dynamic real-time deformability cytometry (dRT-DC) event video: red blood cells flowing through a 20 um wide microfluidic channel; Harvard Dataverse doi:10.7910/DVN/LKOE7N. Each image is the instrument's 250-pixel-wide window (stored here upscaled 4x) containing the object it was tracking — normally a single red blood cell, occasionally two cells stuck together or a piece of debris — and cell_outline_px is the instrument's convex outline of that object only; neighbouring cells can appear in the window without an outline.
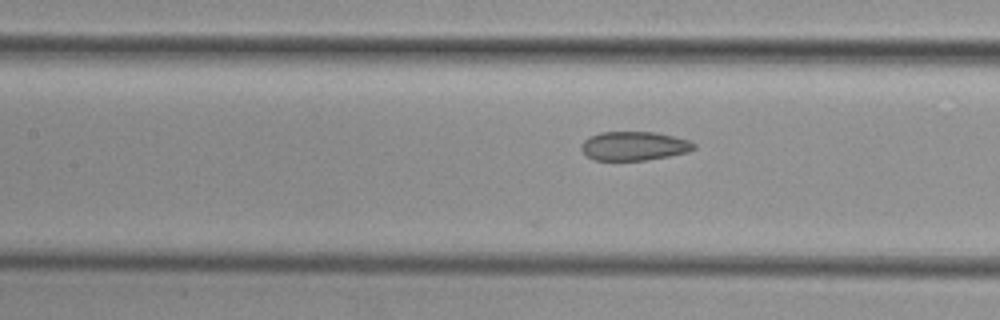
{"species": "common noctule bat (a hibernating species)", "species_latin": "Nyctalus noctula", "temperature_condition": "cold", "stored_images_in_passage": 12, "camera_frame_rate_fps": 3000, "um_per_image_px": 0.085, "animal": {"sex": "female", "body_mass_g": 29.2, "forearm_length_mm": 56.3}, "frame": {"image": 1, "passage_image": 9, "time_ms": 2.667, "image_size_px": [1000, 320], "cell_outline_px": [[696, 148], [688, 152], [668, 156], [644, 160], [592, 160], [580, 148], [580, 144], [584, 140], [600, 132], [656, 132], [688, 140], [696, 144]], "centroid_in_image_um": [53.89, 12.41], "position_along_channel_um": 153.5, "area_um2": 18.9}}